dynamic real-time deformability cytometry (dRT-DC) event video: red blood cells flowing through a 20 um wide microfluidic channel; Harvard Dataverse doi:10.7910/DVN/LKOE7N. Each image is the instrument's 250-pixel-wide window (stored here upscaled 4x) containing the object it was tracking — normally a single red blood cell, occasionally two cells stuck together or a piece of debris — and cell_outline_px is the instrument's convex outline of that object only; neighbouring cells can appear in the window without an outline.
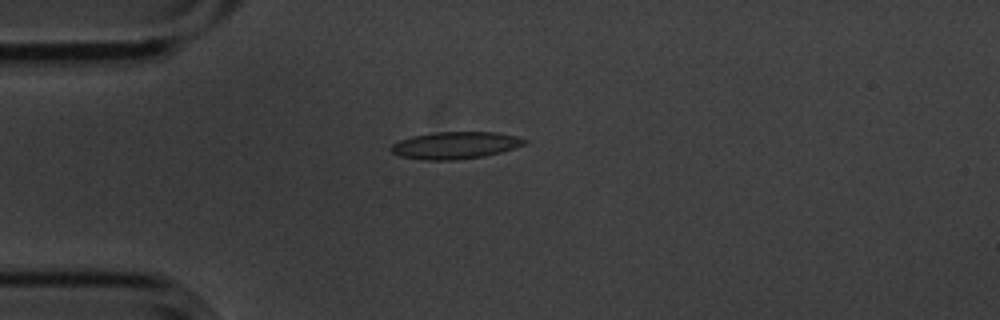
{"species": "common noctule bat (a hibernating species)", "species_latin": "Nyctalus noctula", "temperature_condition": "cold", "stored_images_in_passage": 1, "camera_frame_rate_fps": 3000, "um_per_image_px": 0.085, "animal": {"sex": "male", "body_mass_g": 20.1, "forearm_length_mm": 53.5}, "frame": {"image": 1, "passage_image": 1, "time_ms": 0.0, "image_size_px": [1000, 320], "cell_outline_px": [[528, 140], [524, 144], [500, 152], [484, 156], [456, 160], [424, 160], [400, 156], [392, 152], [392, 144], [400, 140], [412, 136], [436, 132], [496, 132], [516, 136]], "centroid_in_image_um": [38.69, 12.35], "position_along_channel_um": 46.3, "area_um2": 20.87}}